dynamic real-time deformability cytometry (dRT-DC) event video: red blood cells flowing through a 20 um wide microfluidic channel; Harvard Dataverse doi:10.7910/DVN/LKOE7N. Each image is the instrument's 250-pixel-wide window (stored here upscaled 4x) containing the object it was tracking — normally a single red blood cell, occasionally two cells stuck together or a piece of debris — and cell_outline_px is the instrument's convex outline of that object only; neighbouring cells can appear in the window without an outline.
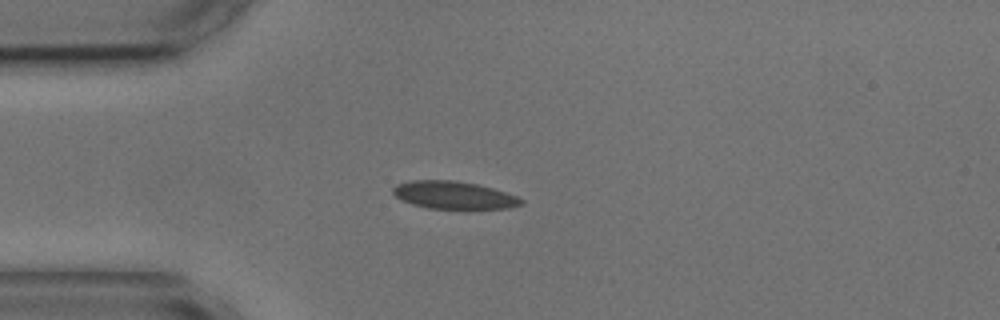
{"species": "common noctule bat (a hibernating species)", "species_latin": "Nyctalus noctula", "temperature_condition": "cold", "stored_images_in_passage": 7, "camera_frame_rate_fps": 3000, "um_per_image_px": 0.085, "animal": {"sex": "male", "body_mass_g": 17.9, "forearm_length_mm": 54.2}, "frame": {"image": 1, "passage_image": 3, "time_ms": 2.667, "image_size_px": [1000, 320], "cell_outline_px": [[524, 204], [508, 208], [428, 208], [412, 204], [400, 200], [392, 192], [392, 188], [396, 184], [408, 180], [456, 180], [476, 184], [492, 188], [516, 196], [524, 200]], "centroid_in_image_um": [38.53, 16.57], "position_along_channel_um": 46.5, "area_um2": 20.58}}